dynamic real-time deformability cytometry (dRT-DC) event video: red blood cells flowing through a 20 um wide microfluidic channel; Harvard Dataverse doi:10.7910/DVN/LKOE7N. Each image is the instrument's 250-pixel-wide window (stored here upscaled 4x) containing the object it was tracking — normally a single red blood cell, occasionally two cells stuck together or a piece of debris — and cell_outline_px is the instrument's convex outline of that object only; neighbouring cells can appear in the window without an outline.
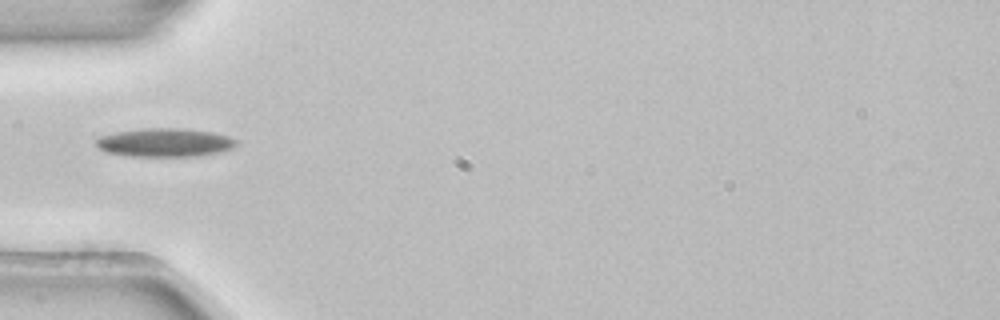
{"species": "common noctule bat (a hibernating species)", "species_latin": "Nyctalus noctula", "temperature_condition": "room temperature", "stored_images_in_passage": 4, "camera_frame_rate_fps": 3000, "um_per_image_px": 0.085, "animal": {"sex": "female", "body_mass_g": 22.7, "forearm_length_mm": 54.2}, "frame": {"image": 1, "passage_image": 4, "time_ms": 1.0, "image_size_px": [1000, 320], "cell_outline_px": [[240, 144], [232, 148], [220, 152], [196, 156], [132, 156], [108, 152], [100, 148], [96, 144], [96, 140], [100, 136], [116, 132], [144, 128], [184, 128], [212, 132], [228, 136], [236, 140]], "centroid_in_image_um": [14.06, 12.11], "position_along_channel_um": 70.9, "area_um2": 23.24}}